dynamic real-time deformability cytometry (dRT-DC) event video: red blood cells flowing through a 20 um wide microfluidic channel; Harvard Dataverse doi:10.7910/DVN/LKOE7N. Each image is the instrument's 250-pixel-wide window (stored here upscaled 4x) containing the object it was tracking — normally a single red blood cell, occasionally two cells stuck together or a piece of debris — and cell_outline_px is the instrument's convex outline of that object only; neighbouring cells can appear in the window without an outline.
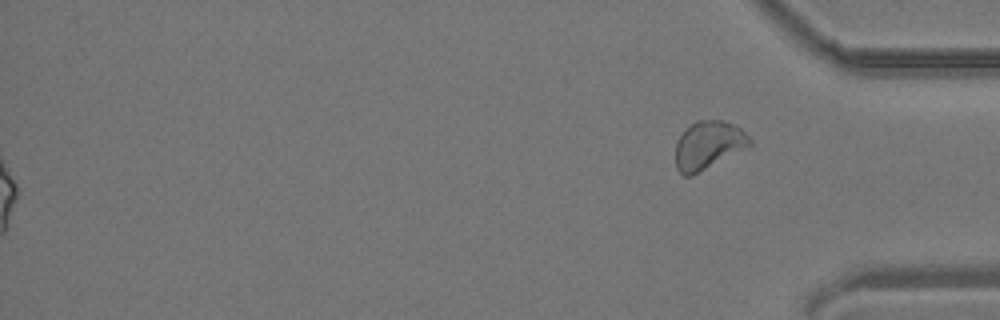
{"species": "common noctule bat (a hibernating species)", "species_latin": "Nyctalus noctula", "temperature_condition": "room temperature", "stored_images_in_passage": 34, "segment_of_instrument_passage": [2, 2], "camera_frame_rate_fps": 3000, "um_per_image_px": 0.085, "animal": {"sex": "male", "body_mass_g": 19.2, "forearm_length_mm": 51.8}, "frame": {"image": 1, "passage_image": 34, "time_ms": 11.0, "image_size_px": [1000, 320], "cell_outline_px": [[752, 144], [692, 176], [684, 176], [676, 168], [676, 144], [684, 128], [696, 120], [720, 120], [736, 124], [752, 140]], "centroid_in_image_um": [60.18, 12.32], "position_along_channel_um": 375.0, "area_um2": 20.69}}